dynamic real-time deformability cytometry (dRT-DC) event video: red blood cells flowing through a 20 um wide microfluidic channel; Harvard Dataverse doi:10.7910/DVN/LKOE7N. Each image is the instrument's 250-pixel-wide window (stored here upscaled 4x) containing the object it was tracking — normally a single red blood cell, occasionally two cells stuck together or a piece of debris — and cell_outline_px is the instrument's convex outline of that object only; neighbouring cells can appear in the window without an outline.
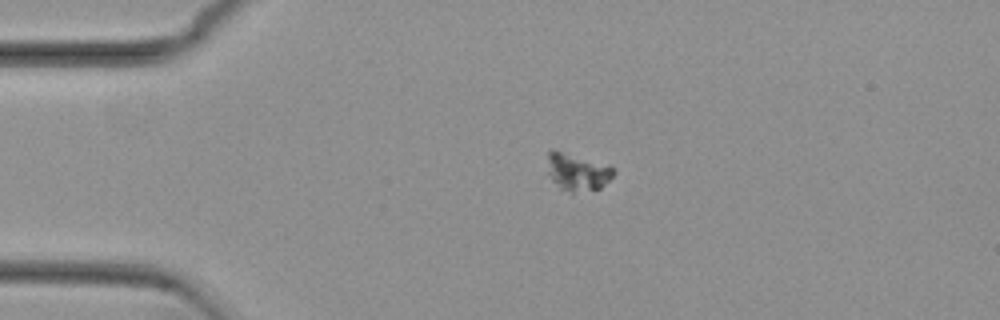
{"species": "common noctule bat (a hibernating species)", "species_latin": "Nyctalus noctula", "temperature_condition": "cold", "stored_images_in_passage": 33, "camera_frame_rate_fps": 3000, "um_per_image_px": 0.085, "animal": {"sex": "female", "body_mass_g": 29.2, "forearm_length_mm": 56.3}, "frame": {"image": 1, "passage_image": 1, "time_ms": 0.0, "image_size_px": [1000, 320], "cell_outline_px": [[616, 172], [600, 188], [572, 192], [560, 188], [552, 180], [548, 172], [548, 152], [552, 148], [616, 168]], "centroid_in_image_um": [49.06, 14.6], "position_along_channel_um": 35.9, "area_um2": 14.05}}
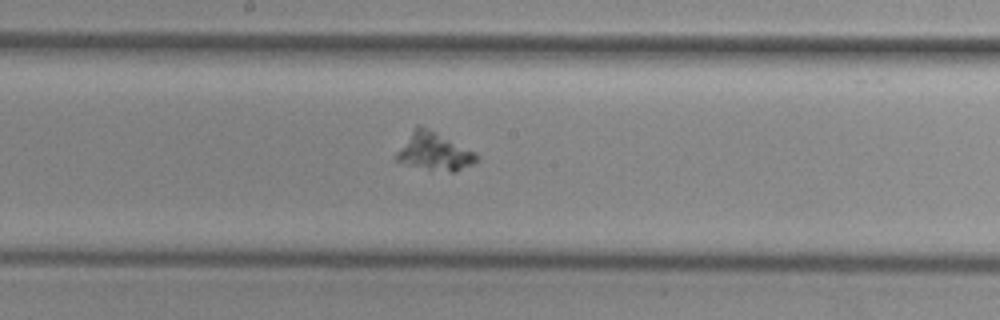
{"frame": {"image": 2, "passage_image": 18, "time_ms": 5.667, "image_size_px": [1000, 320], "cell_outline_px": [[480, 156], [476, 164], [456, 172], [452, 172], [428, 168], [408, 164], [396, 160], [396, 152], [416, 124], [420, 124], [476, 152]], "centroid_in_image_um": [36.97, 12.87], "position_along_channel_um": 211.2, "area_um2": 17.57}}
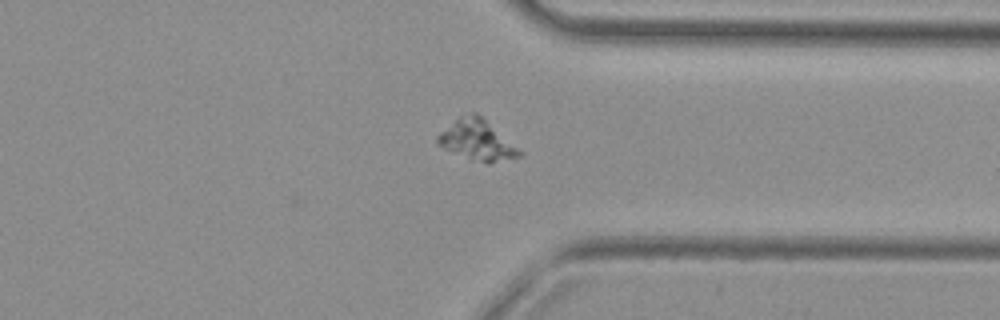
{"frame": {"image": 3, "passage_image": 31, "time_ms": 10.0, "image_size_px": [1000, 320], "cell_outline_px": [[524, 152], [520, 156], [488, 164], [468, 160], [436, 144], [436, 136], [440, 132], [460, 116], [472, 112], [476, 112]], "centroid_in_image_um": [40.54, 11.94], "position_along_channel_um": 370.9, "area_um2": 19.31}}